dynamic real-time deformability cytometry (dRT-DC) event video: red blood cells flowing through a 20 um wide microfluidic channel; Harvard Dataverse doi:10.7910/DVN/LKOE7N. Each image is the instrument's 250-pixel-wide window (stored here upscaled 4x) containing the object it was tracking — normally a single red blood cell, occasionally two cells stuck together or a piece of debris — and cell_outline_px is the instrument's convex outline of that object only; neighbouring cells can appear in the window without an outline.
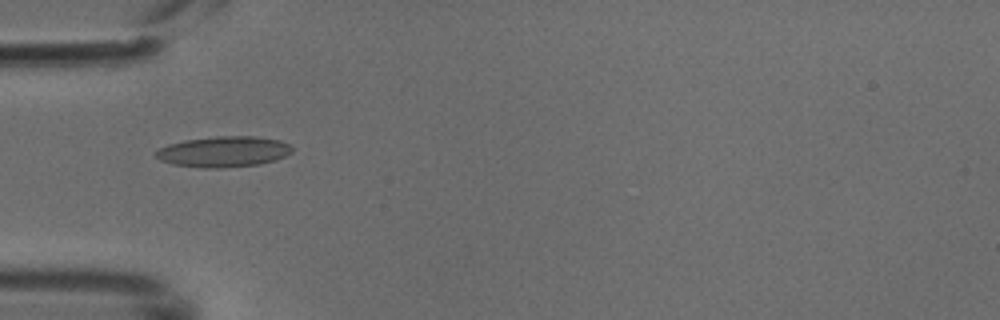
{"species": "common noctule bat (a hibernating species)", "species_latin": "Nyctalus noctula", "temperature_condition": "cold", "stored_images_in_passage": 2, "camera_frame_rate_fps": 3000, "um_per_image_px": 0.085, "animal": {"sex": "male", "body_mass_g": 18.8}, "frame": {"image": 1, "passage_image": 1, "time_ms": 0.0, "image_size_px": [1000, 320], "cell_outline_px": [[292, 152], [276, 160], [260, 164], [224, 168], [200, 168], [172, 164], [160, 160], [156, 156], [156, 152], [160, 148], [168, 144], [184, 140], [216, 136], [256, 136], [280, 140], [288, 144], [292, 148]], "centroid_in_image_um": [19.01, 12.89], "position_along_channel_um": 66.0, "area_um2": 24.51}}
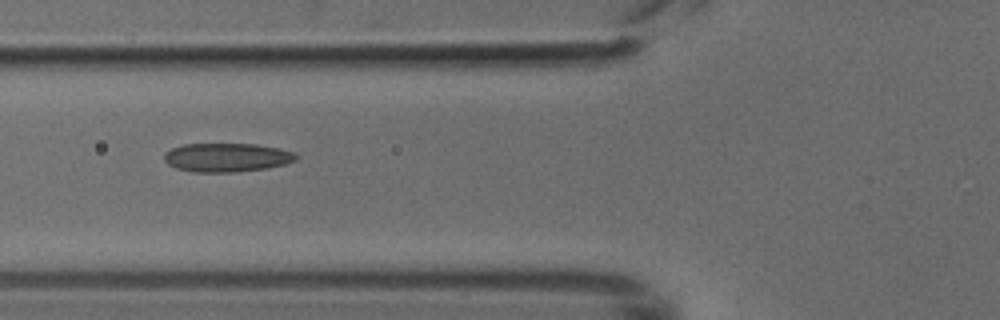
{"frame": {"image": 2, "passage_image": 2, "time_ms": 0.333, "image_size_px": [1000, 320], "cell_outline_px": [[296, 160], [284, 164], [264, 168], [236, 172], [192, 172], [176, 168], [168, 164], [164, 160], [164, 152], [172, 148], [184, 144], [256, 144], [280, 148], [292, 152], [296, 156]], "centroid_in_image_um": [19.23, 13.38], "position_along_channel_um": 106.6, "area_um2": 22.02}}